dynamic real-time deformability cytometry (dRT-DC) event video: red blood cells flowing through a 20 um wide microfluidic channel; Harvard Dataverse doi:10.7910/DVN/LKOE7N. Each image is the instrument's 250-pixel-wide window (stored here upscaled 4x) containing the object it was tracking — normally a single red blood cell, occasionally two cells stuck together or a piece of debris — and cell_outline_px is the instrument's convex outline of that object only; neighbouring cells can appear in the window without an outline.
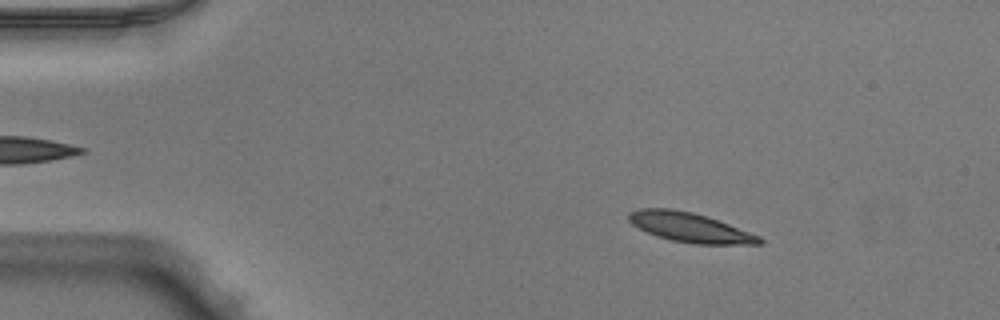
{"species": "Egyptian fruit bat (a non-hibernating species)", "species_latin": "Rousettus aegyptiacus", "temperature_condition": "warm", "stored_images_in_passage": 51, "camera_frame_rate_fps": 3000, "um_per_image_px": 0.085, "animal": {"sex": "male"}, "frame": {"image": 1, "passage_image": 8, "time_ms": 2.333, "image_size_px": [1000, 320], "cell_outline_px": [[764, 244], [692, 244], [672, 240], [656, 236], [632, 224], [628, 220], [628, 212], [640, 208], [672, 208], [692, 212], [708, 216], [760, 236], [764, 240]], "centroid_in_image_um": [58.65, 19.32], "position_along_channel_um": 26.4, "area_um2": 22.54}}
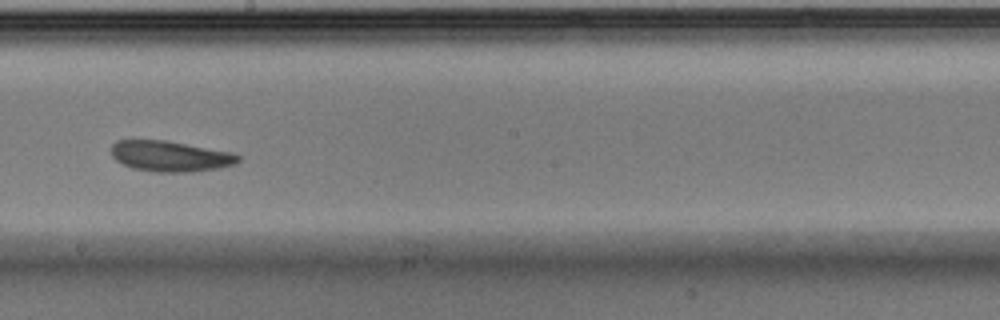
{"frame": {"image": 2, "passage_image": 29, "time_ms": 9.333, "image_size_px": [1000, 320], "cell_outline_px": [[240, 160], [236, 164], [220, 168], [192, 172], [152, 172], [132, 168], [116, 160], [112, 156], [112, 144], [116, 140], [164, 140], [232, 152], [240, 156]], "centroid_in_image_um": [14.49, 13.29], "position_along_channel_um": 233.7, "area_um2": 22.77}}
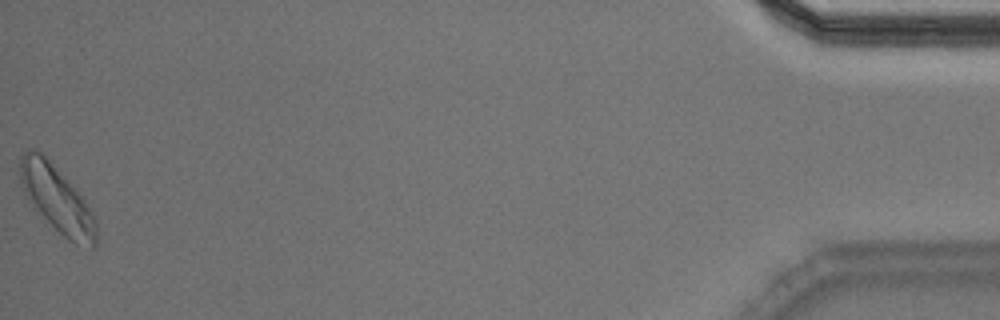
{"frame": {"image": 3, "passage_image": 51, "time_ms": 16.667, "image_size_px": [1000, 320], "cell_outline_px": [[96, 248], [92, 248], [76, 244], [68, 240], [44, 216], [32, 200], [20, 180], [20, 156], [28, 148], [36, 148], [76, 188], [92, 212], [96, 220]], "centroid_in_image_um": [4.9, 16.91], "position_along_channel_um": 430.3, "area_um2": 28.38}, "authors_computed_cell_mechanics": {"area_um2": 22.831, "velocity_mm_per_s": 3.9626, "shape_relaxation_time_tau1_ms": 4.7551, "shape_relaxation_time_tau2_ms": null, "deformation_change_tau1": 0.1207, "deformation_change_tau2": null}}